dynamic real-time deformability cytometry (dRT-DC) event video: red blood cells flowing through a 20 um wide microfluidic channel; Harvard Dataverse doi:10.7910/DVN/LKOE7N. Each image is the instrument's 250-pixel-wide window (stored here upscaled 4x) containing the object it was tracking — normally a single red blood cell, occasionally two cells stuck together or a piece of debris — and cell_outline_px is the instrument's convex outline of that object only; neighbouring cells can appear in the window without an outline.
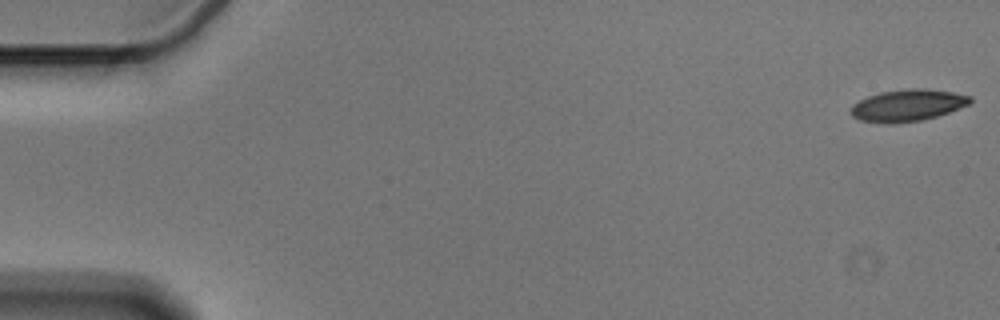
{"species": "Egyptian fruit bat (a non-hibernating species)", "species_latin": "Rousettus aegyptiacus", "temperature_condition": "cold", "stored_images_in_passage": 56, "camera_frame_rate_fps": 3000, "um_per_image_px": 0.085, "animal": {"sex": "male"}, "frame": {"image": 1, "passage_image": 1, "time_ms": 0.0, "image_size_px": [1000, 320], "cell_outline_px": [[972, 100], [968, 104], [948, 112], [936, 116], [920, 120], [896, 124], [884, 124], [860, 120], [852, 116], [852, 104], [868, 96], [880, 92], [908, 88], [924, 88], [952, 92], [972, 96]], "centroid_in_image_um": [77.13, 8.95], "position_along_channel_um": 7.9, "area_um2": 22.08}}
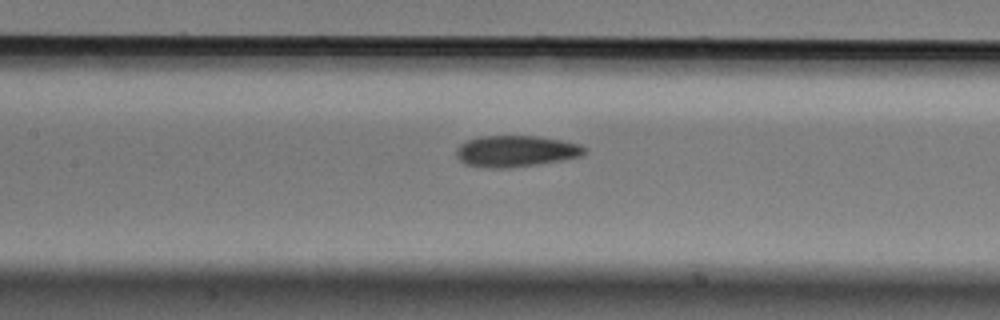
{"frame": {"image": 2, "passage_image": 26, "time_ms": 8.333, "image_size_px": [1000, 320], "cell_outline_px": [[588, 148], [580, 156], [560, 160], [512, 168], [480, 168], [464, 164], [456, 156], [456, 148], [460, 144], [468, 140], [480, 136], [536, 136], [560, 140], [580, 144]], "centroid_in_image_um": [43.79, 12.86], "position_along_channel_um": 163.6, "area_um2": 23.47}}
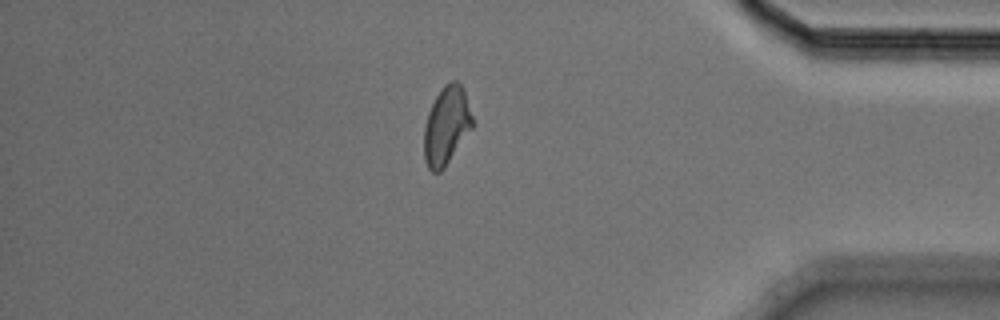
{"frame": {"image": 3, "passage_image": 48, "time_ms": 15.667, "image_size_px": [1000, 320], "cell_outline_px": [[472, 128], [444, 168], [440, 172], [432, 172], [428, 168], [424, 160], [424, 128], [428, 112], [436, 96], [444, 84], [448, 80], [460, 80], [464, 88], [472, 116]], "centroid_in_image_um": [37.94, 10.65], "position_along_channel_um": 397.3, "area_um2": 22.14}, "authors_computed_cell_mechanics": {"area_um2": 22.4264, "velocity_mm_per_s": 3.5882, "shape_relaxation_time_tau1_ms": 4.9443, "shape_relaxation_time_tau2_ms": 4.3586, "deformation_change_tau1": 0.1263, "deformation_change_tau2": 0.1125}}